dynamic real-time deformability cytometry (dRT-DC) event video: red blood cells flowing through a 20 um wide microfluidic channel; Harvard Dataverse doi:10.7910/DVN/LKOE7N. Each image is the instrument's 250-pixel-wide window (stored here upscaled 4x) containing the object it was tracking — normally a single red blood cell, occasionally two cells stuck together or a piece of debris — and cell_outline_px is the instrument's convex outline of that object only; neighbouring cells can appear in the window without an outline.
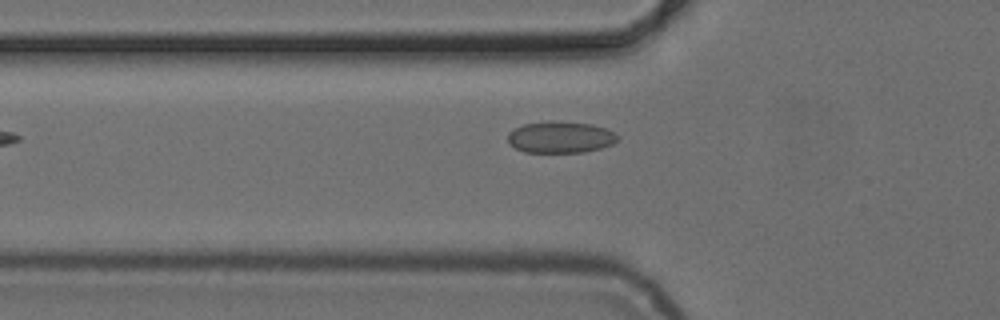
{"species": "common noctule bat (a hibernating species)", "species_latin": "Nyctalus noctula", "temperature_condition": "cold", "stored_images_in_passage": 4, "camera_frame_rate_fps": 3000, "um_per_image_px": 0.085, "animal": {"sex": "female", "body_mass_g": 24.6, "forearm_length_mm": 56.2}, "frame": {"image": 1, "passage_image": 3, "time_ms": 2.333, "image_size_px": [1000, 320], "cell_outline_px": [[620, 136], [612, 144], [600, 148], [584, 152], [524, 152], [508, 144], [508, 132], [524, 124], [548, 120], [556, 120], [592, 124], [604, 128]], "centroid_in_image_um": [47.61, 11.65], "position_along_channel_um": 78.2, "area_um2": 20.29}}
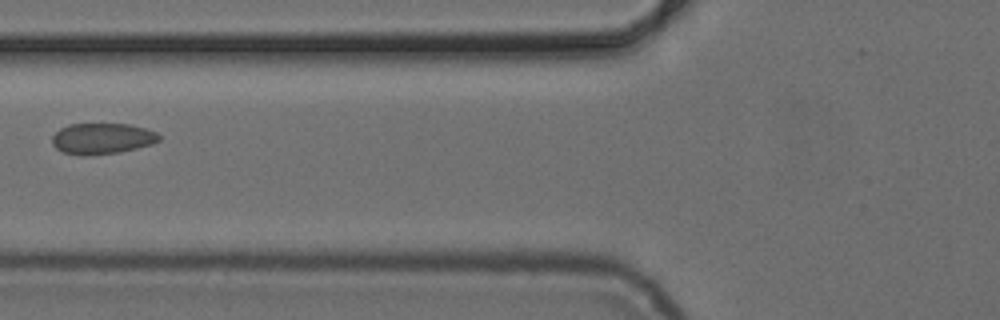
{"frame": {"image": 2, "passage_image": 4, "time_ms": 3.333, "image_size_px": [1000, 320], "cell_outline_px": [[160, 140], [152, 144], [120, 152], [84, 156], [80, 156], [64, 152], [56, 148], [52, 144], [52, 136], [60, 128], [68, 124], [128, 124], [144, 128], [156, 132], [160, 136]], "centroid_in_image_um": [8.66, 11.78], "position_along_channel_um": 117.1, "area_um2": 19.31}}